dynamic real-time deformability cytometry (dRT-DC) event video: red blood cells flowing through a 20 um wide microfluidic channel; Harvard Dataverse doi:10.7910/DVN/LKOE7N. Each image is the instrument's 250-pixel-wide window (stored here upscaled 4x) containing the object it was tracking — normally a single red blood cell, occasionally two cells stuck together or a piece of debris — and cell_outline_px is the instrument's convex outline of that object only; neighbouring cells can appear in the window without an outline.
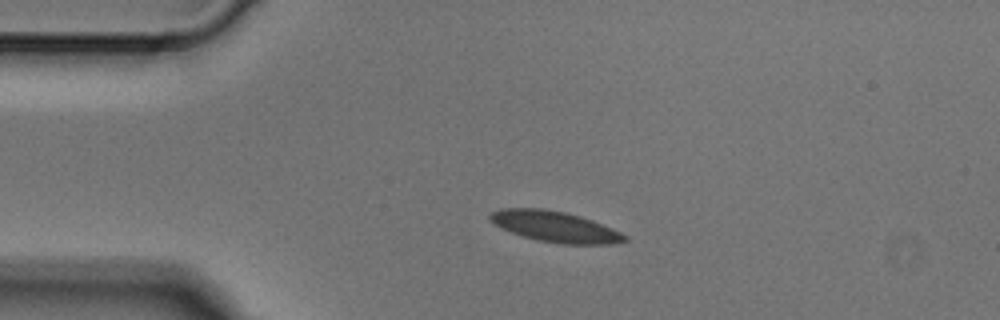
{"species": "Egyptian fruit bat (a non-hibernating species)", "species_latin": "Rousettus aegyptiacus", "temperature_condition": "cold", "stored_images_in_passage": 2, "camera_frame_rate_fps": 3000, "um_per_image_px": 0.085, "animal": {"sex": "male"}, "frame": {"image": 1, "passage_image": 1, "time_ms": 0.0, "image_size_px": [1000, 320], "cell_outline_px": [[628, 240], [612, 244], [564, 244], [540, 240], [524, 236], [512, 232], [488, 220], [488, 216], [492, 212], [500, 208], [544, 208], [564, 212], [580, 216], [592, 220], [620, 232], [628, 236]], "centroid_in_image_um": [47.19, 19.25], "position_along_channel_um": 37.8, "area_um2": 23.87}}